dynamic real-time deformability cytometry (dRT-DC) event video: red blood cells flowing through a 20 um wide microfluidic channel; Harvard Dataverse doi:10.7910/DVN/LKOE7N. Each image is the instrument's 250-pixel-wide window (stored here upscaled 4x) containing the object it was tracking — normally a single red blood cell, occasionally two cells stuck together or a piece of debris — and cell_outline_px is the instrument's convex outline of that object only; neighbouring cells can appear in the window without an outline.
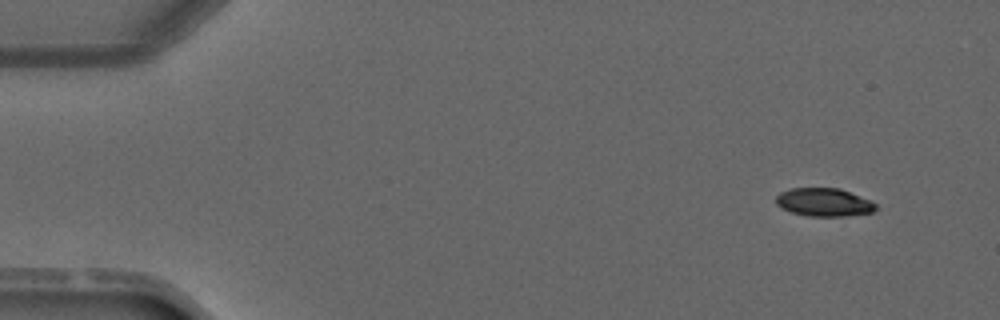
{"species": "common noctule bat (a hibernating species)", "species_latin": "Nyctalus noctula", "temperature_condition": "warm", "stored_images_in_passage": 2, "camera_frame_rate_fps": 3000, "um_per_image_px": 0.085, "animal": {"sex": "male", "forearm_length_mm": 52.5}, "frame": {"image": 1, "passage_image": 2, "time_ms": 1.333, "image_size_px": [1000, 320], "cell_outline_px": [[876, 208], [872, 212], [844, 216], [808, 216], [792, 212], [780, 208], [776, 204], [776, 196], [780, 192], [792, 188], [840, 188], [872, 200], [876, 204]], "centroid_in_image_um": [70.03, 17.18], "position_along_channel_um": 15.0, "area_um2": 16.47}}